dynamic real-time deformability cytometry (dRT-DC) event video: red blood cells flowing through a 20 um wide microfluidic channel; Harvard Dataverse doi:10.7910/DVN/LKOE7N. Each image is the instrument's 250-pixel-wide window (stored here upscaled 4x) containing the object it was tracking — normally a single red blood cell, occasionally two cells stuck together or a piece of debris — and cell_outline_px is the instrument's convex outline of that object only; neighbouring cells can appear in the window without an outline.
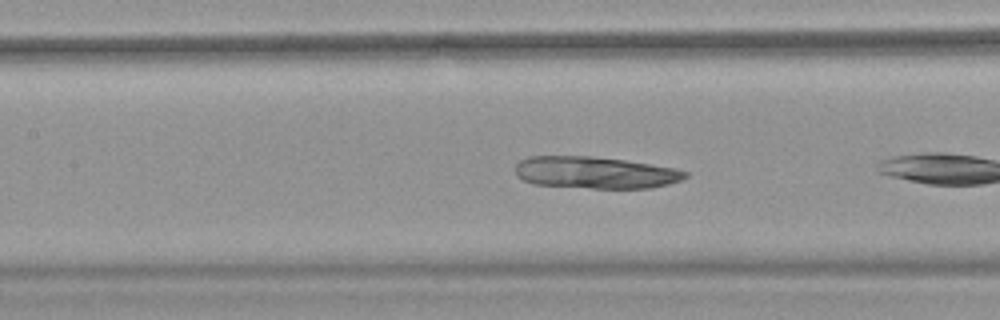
{"species": "common noctule bat (a hibernating species)", "species_latin": "Nyctalus noctula", "temperature_condition": "warm", "stored_images_in_passage": 8, "camera_frame_rate_fps": 3000, "um_per_image_px": 0.085, "animal": {"sex": "female", "body_mass_g": 18.4}, "frame": {"image": 1, "passage_image": 7, "time_ms": 2.0, "image_size_px": [1000, 320], "cell_outline_px": [[688, 176], [680, 180], [668, 184], [652, 188], [592, 188], [536, 184], [524, 180], [516, 176], [516, 164], [520, 160], [528, 156], [592, 156], [624, 160], [676, 168], [688, 172]], "centroid_in_image_um": [50.6, 14.66], "position_along_channel_um": 156.8, "area_um2": 31.56}}